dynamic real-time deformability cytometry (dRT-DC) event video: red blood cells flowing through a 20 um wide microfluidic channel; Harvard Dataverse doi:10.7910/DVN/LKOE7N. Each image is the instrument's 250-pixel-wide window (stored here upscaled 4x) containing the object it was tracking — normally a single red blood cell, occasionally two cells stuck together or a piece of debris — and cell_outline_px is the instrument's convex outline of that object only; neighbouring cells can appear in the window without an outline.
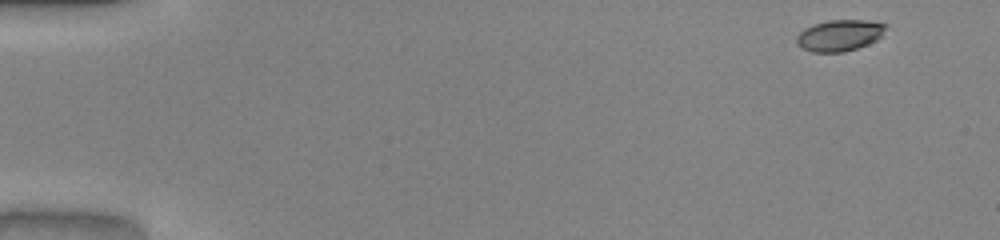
{"species": "common noctule bat (a hibernating species)", "species_latin": "Nyctalus noctula", "temperature_condition": "warm", "stored_images_in_passage": 49, "camera_frame_rate_fps": 3000, "um_per_image_px": 0.085, "animal": {"sex": "male", "body_mass_g": 20.0, "forearm_length_mm": 53.3}, "frame": {"image": 1, "passage_image": 1, "time_ms": 0.0, "image_size_px": [1000, 240], "cell_outline_px": [[888, 24], [880, 36], [876, 40], [868, 44], [844, 52], [812, 52], [796, 44], [796, 36], [804, 28], [812, 24], [828, 20], [868, 20]], "centroid_in_image_um": [71.34, 2.99], "position_along_channel_um": 13.7, "area_um2": 16.3}}
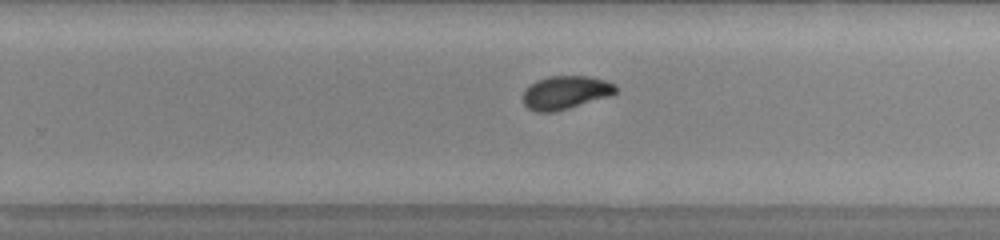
{"frame": {"image": 2, "passage_image": 31, "time_ms": 10.0, "image_size_px": [1000, 240], "cell_outline_px": [[616, 92], [608, 96], [556, 112], [536, 112], [528, 108], [524, 104], [524, 92], [536, 80], [548, 76], [588, 76], [604, 80], [616, 84]], "centroid_in_image_um": [48.07, 7.86], "position_along_channel_um": 281.7, "area_um2": 17.8}}
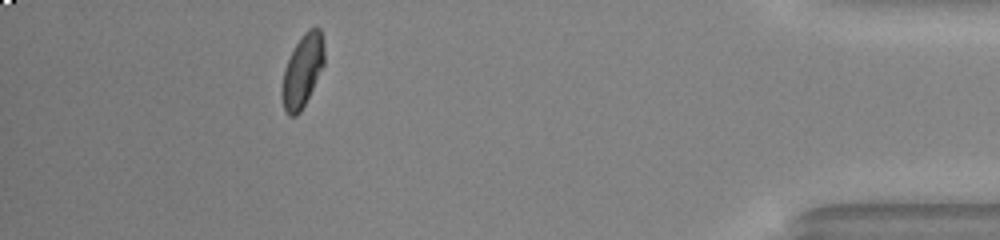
{"frame": {"image": 3, "passage_image": 44, "time_ms": 14.333, "image_size_px": [1000, 240], "cell_outline_px": [[324, 64], [300, 112], [296, 116], [288, 116], [284, 112], [280, 92], [284, 68], [296, 44], [304, 32], [308, 28], [320, 28], [324, 44]], "centroid_in_image_um": [25.68, 6.04], "position_along_channel_um": 409.5, "area_um2": 17.8}, "authors_computed_cell_mechanics": {"area_um2": 17.8024, "velocity_mm_per_s": 4.0941, "shape_relaxation_time_tau1_ms": 3.1224, "shape_relaxation_time_tau2_ms": 0.7814, "deformation_change_tau1": 0.1533, "deformation_change_tau2": 0.0484}}